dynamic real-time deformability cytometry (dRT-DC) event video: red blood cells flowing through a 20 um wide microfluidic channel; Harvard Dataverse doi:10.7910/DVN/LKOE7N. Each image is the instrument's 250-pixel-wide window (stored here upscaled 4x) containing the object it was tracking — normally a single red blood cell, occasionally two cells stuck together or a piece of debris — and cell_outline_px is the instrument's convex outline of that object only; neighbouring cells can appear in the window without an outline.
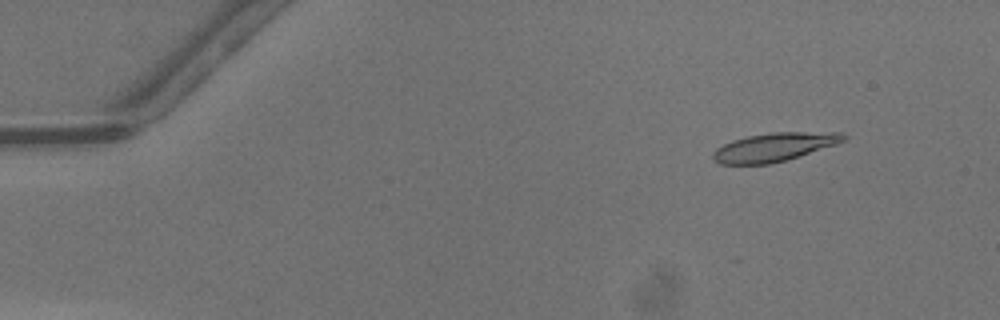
{"species": "common noctule bat (a hibernating species)", "species_latin": "Nyctalus noctula", "temperature_condition": "warm", "stored_images_in_passage": 17, "camera_frame_rate_fps": 3000, "um_per_image_px": 0.085, "animal": {"sex": "male", "body_mass_g": 13.3}, "frame": {"image": 1, "passage_image": 3, "time_ms": 0.667, "image_size_px": [1000, 320], "cell_outline_px": [[848, 136], [844, 140], [836, 144], [784, 160], [768, 164], [720, 164], [712, 160], [712, 152], [716, 148], [732, 140], [748, 136], [772, 132], [840, 132]], "centroid_in_image_um": [65.76, 12.49], "position_along_channel_um": 19.2, "area_um2": 21.5}}
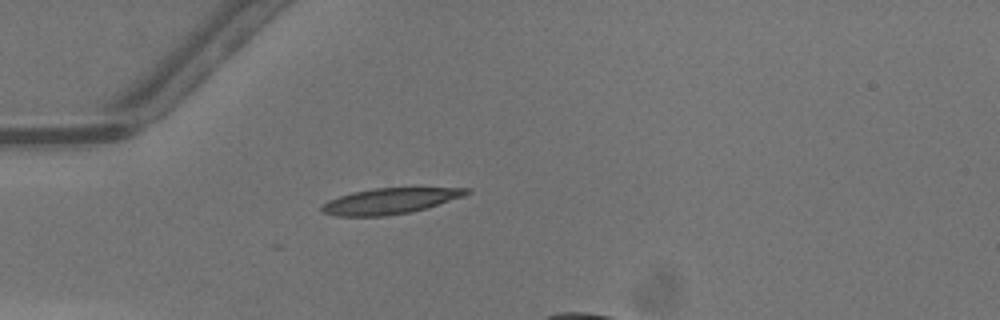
{"frame": {"image": 2, "passage_image": 12, "time_ms": 3.667, "image_size_px": [1000, 320], "cell_outline_px": [[472, 192], [464, 196], [424, 208], [408, 212], [384, 216], [336, 216], [324, 212], [320, 208], [328, 200], [352, 192], [376, 188], [468, 188]], "centroid_in_image_um": [33.13, 17.08], "position_along_channel_um": 51.9, "area_um2": 21.33}}